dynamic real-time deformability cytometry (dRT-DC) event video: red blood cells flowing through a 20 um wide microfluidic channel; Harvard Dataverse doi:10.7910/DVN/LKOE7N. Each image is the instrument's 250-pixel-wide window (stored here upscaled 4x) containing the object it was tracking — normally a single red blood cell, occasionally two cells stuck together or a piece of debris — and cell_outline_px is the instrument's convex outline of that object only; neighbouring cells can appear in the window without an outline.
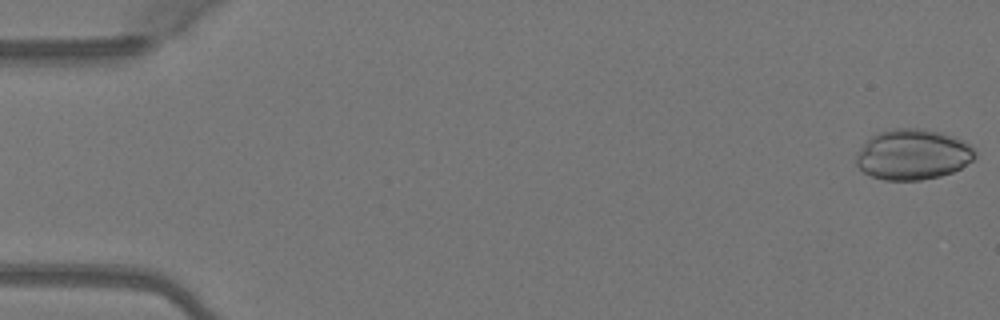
{"species": "Egyptian fruit bat (a non-hibernating species)", "species_latin": "Rousettus aegyptiacus", "temperature_condition": "warm", "stored_images_in_passage": 4, "camera_frame_rate_fps": 3000, "um_per_image_px": 0.085, "animal": {"sex": "female"}, "frame": {"image": 1, "passage_image": 1, "time_ms": 0.0, "image_size_px": [1000, 320], "cell_outline_px": [[976, 156], [972, 160], [960, 168], [952, 172], [940, 176], [920, 180], [884, 180], [872, 176], [864, 172], [856, 164], [856, 152], [872, 136], [880, 132], [892, 128], [920, 128], [940, 132], [964, 140], [976, 152]], "centroid_in_image_um": [77.58, 13.13], "position_along_channel_um": 7.4, "area_um2": 34.85}}